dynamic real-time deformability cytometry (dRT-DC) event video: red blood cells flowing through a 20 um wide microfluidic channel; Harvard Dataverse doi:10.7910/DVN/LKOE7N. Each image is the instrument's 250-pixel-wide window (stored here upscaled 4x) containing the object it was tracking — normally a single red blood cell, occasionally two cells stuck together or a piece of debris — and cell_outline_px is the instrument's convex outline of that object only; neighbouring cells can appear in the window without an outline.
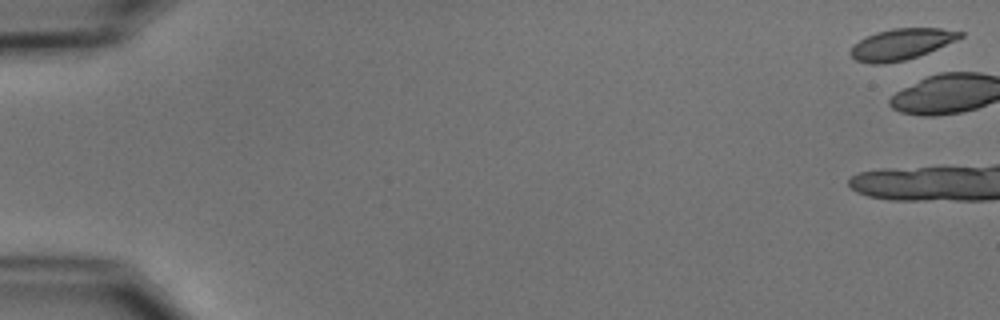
{"species": "common noctule bat (a hibernating species)", "species_latin": "Nyctalus noctula", "temperature_condition": "cold", "stored_images_in_passage": 6, "camera_frame_rate_fps": 3000, "um_per_image_px": 0.085, "animal": {"sex": "male", "body_mass_g": 15.6}, "frame": {"image": 1, "passage_image": 1, "time_ms": 0.0, "image_size_px": [1000, 320], "cell_outline_px": [[964, 36], [956, 40], [928, 52], [904, 60], [880, 64], [872, 64], [856, 60], [848, 52], [860, 40], [876, 32], [892, 28], [940, 28], [964, 32]], "centroid_in_image_um": [76.62, 3.74], "position_along_channel_um": 8.4, "area_um2": 19.54}}